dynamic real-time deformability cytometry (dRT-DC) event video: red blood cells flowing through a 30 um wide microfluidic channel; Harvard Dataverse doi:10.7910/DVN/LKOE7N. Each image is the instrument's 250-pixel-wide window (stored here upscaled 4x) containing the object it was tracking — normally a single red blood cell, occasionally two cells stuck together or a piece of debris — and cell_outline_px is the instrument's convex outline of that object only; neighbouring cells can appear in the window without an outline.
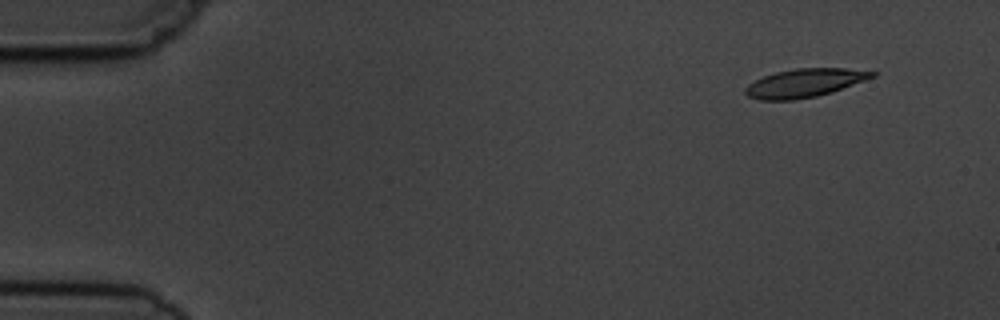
{"species": "common noctule bat (a hibernating species)", "species_latin": "Nyctalus noctula", "temperature_condition": "cold", "stored_images_in_passage": 4, "camera_frame_rate_fps": 3000, "um_per_image_px": 0.085, "animal": {"sex": "male", "body_mass_g": 19.5, "forearm_length_mm": 54.6}, "frame": {"image": 1, "passage_image": 1, "time_ms": 0.0, "image_size_px": [1000, 320], "cell_outline_px": [[876, 76], [832, 92], [816, 96], [792, 100], [760, 100], [748, 96], [744, 92], [744, 88], [748, 84], [764, 76], [776, 72], [796, 68], [844, 68], [876, 72]], "centroid_in_image_um": [68.37, 7.05], "position_along_channel_um": 16.6, "area_um2": 20.87}}
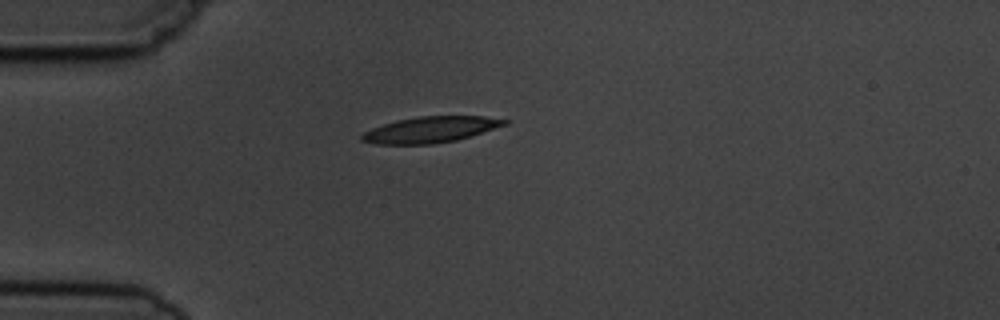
{"frame": {"image": 2, "passage_image": 4, "time_ms": 3.333, "image_size_px": [1000, 320], "cell_outline_px": [[508, 124], [456, 140], [432, 144], [376, 144], [360, 140], [360, 136], [364, 132], [372, 128], [396, 120], [420, 116], [484, 116], [508, 120]], "centroid_in_image_um": [36.57, 11.01], "position_along_channel_um": 48.4, "area_um2": 21.44}}